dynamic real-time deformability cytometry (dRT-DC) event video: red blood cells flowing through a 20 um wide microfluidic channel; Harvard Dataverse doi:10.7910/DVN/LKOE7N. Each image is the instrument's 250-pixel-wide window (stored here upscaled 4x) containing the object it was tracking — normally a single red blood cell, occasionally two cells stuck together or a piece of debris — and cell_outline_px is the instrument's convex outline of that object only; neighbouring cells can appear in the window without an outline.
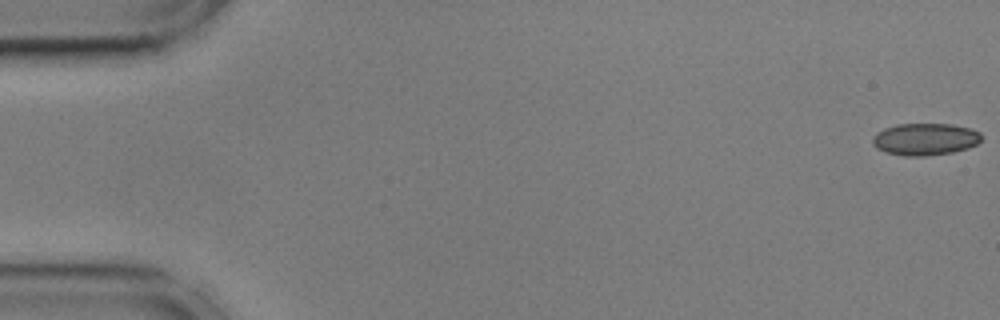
{"species": "common noctule bat (a hibernating species)", "species_latin": "Nyctalus noctula", "temperature_condition": "cold", "stored_images_in_passage": 57, "camera_frame_rate_fps": 3000, "um_per_image_px": 0.085, "animal": {"sex": "male", "body_mass_g": 17.9, "forearm_length_mm": 54.2}, "frame": {"image": 1, "passage_image": 1, "time_ms": 0.0, "image_size_px": [1000, 320], "cell_outline_px": [[980, 140], [976, 144], [968, 148], [952, 152], [924, 156], [904, 156], [884, 152], [876, 148], [872, 144], [872, 140], [876, 132], [884, 128], [896, 124], [952, 124], [972, 128], [980, 132]], "centroid_in_image_um": [78.6, 11.83], "position_along_channel_um": 6.4, "area_um2": 20.46}}
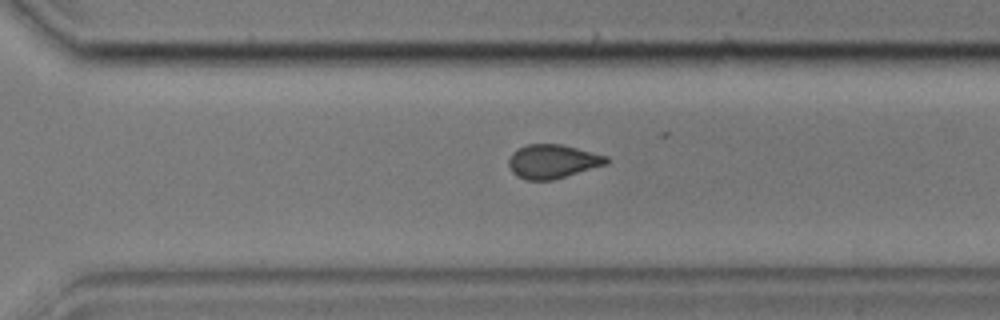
{"frame": {"image": 2, "passage_image": 39, "time_ms": 12.667, "image_size_px": [1000, 320], "cell_outline_px": [[608, 164], [552, 180], [524, 180], [516, 176], [508, 168], [508, 160], [512, 152], [516, 148], [528, 144], [564, 144], [608, 156]], "centroid_in_image_um": [46.95, 13.71], "position_along_channel_um": 323.7, "area_um2": 19.59}}
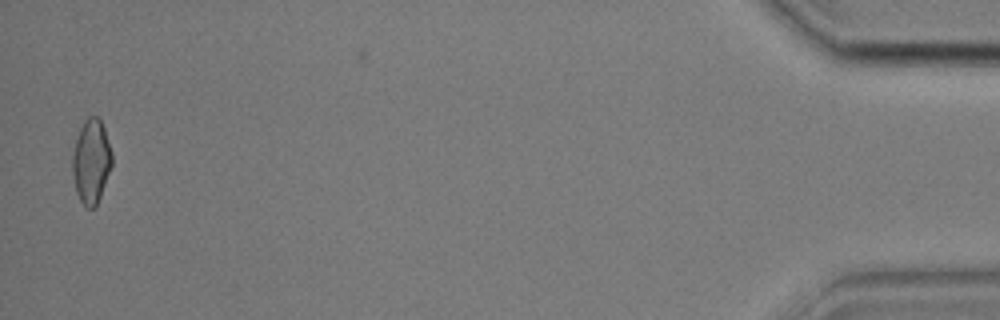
{"frame": {"image": 3, "passage_image": 55, "time_ms": 18.0, "image_size_px": [1000, 320], "cell_outline_px": [[112, 164], [100, 196], [96, 204], [92, 208], [88, 208], [80, 200], [76, 192], [72, 176], [72, 156], [76, 140], [80, 128], [84, 120], [88, 116], [96, 116], [100, 120], [104, 128], [112, 152]], "centroid_in_image_um": [7.74, 13.7], "position_along_channel_um": 427.5, "area_um2": 19.19}, "authors_computed_cell_mechanics": {"area_um2": 19.941, "velocity_mm_per_s": 3.612, "shape_relaxation_time_tau1_ms": null, "shape_relaxation_time_tau2_ms": 2.2099, "deformation_change_tau1": null, "deformation_change_tau2": 0.0334}}